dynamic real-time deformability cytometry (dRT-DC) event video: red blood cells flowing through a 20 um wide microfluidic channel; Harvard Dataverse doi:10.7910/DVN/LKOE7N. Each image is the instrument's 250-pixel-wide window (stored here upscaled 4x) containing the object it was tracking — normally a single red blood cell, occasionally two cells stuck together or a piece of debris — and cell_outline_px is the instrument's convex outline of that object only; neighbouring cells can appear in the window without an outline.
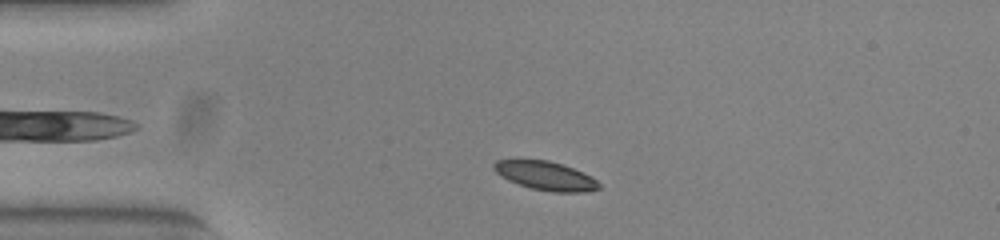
{"species": "common noctule bat (a hibernating species)", "species_latin": "Nyctalus noctula", "temperature_condition": "warm", "stored_images_in_passage": 38, "camera_frame_rate_fps": 3000, "um_per_image_px": 0.085, "animal": {"sex": "female", "body_mass_g": 23.0, "forearm_length_mm": 53.4}, "frame": {"image": 1, "passage_image": 5, "time_ms": 1.333, "image_size_px": [1000, 240], "cell_outline_px": [[600, 188], [588, 192], [552, 192], [532, 188], [508, 180], [500, 176], [492, 168], [492, 164], [496, 160], [548, 160], [564, 164], [592, 176], [600, 184]], "centroid_in_image_um": [46.39, 14.94], "position_along_channel_um": 38.6, "area_um2": 17.69}}
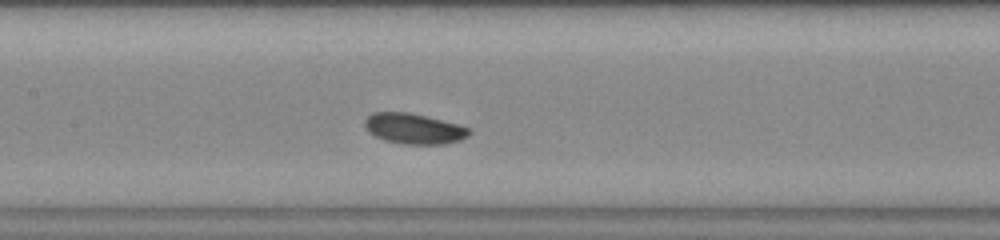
{"frame": {"image": 2, "passage_image": 18, "time_ms": 5.667, "image_size_px": [1000, 240], "cell_outline_px": [[472, 132], [468, 136], [460, 140], [444, 144], [404, 144], [384, 140], [368, 132], [364, 128], [364, 120], [372, 112], [408, 112], [460, 124], [468, 128]], "centroid_in_image_um": [35.17, 10.93], "position_along_channel_um": 172.2, "area_um2": 18.67}}
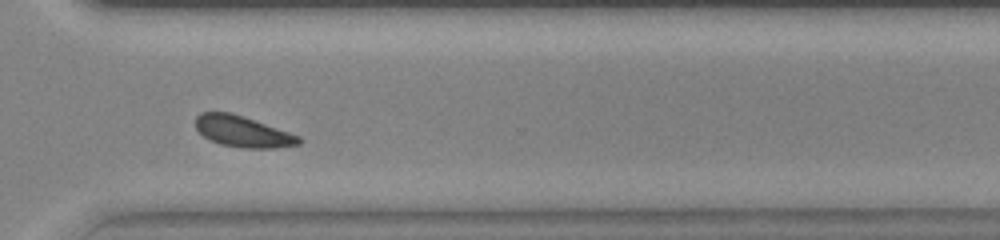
{"frame": {"image": 3, "passage_image": 32, "time_ms": 10.333, "image_size_px": [1000, 240], "cell_outline_px": [[304, 140], [300, 144], [276, 148], [244, 148], [220, 144], [204, 136], [196, 128], [196, 116], [200, 112], [228, 112], [300, 136]], "centroid_in_image_um": [20.64, 11.19], "position_along_channel_um": 350.0, "area_um2": 18.32}, "authors_computed_cell_mechanics": {"area_um2": 18.3804, "velocity_mm_per_s": 3.8055, "shape_relaxation_time_tau1_ms": 1.9777, "shape_relaxation_time_tau2_ms": null, "deformation_change_tau1": 0.0846, "deformation_change_tau2": null}}